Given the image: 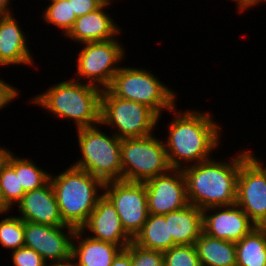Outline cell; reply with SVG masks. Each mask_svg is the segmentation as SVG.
I'll return each mask as SVG.
<instances>
[{"mask_svg": "<svg viewBox=\"0 0 266 266\" xmlns=\"http://www.w3.org/2000/svg\"><path fill=\"white\" fill-rule=\"evenodd\" d=\"M176 113L164 142L171 168L182 169V164L195 165L212 158L209 154L220 144L221 133L211 114L195 110Z\"/></svg>", "mask_w": 266, "mask_h": 266, "instance_id": "6da1fadb", "label": "cell"}, {"mask_svg": "<svg viewBox=\"0 0 266 266\" xmlns=\"http://www.w3.org/2000/svg\"><path fill=\"white\" fill-rule=\"evenodd\" d=\"M251 151H241L229 161L212 158L182 168L186 180L187 198L201 210L236 204L237 178L241 163Z\"/></svg>", "mask_w": 266, "mask_h": 266, "instance_id": "7a4b0ae2", "label": "cell"}, {"mask_svg": "<svg viewBox=\"0 0 266 266\" xmlns=\"http://www.w3.org/2000/svg\"><path fill=\"white\" fill-rule=\"evenodd\" d=\"M74 78L62 81L31 98L60 118L73 120L77 129L100 124L102 89Z\"/></svg>", "mask_w": 266, "mask_h": 266, "instance_id": "3957f363", "label": "cell"}, {"mask_svg": "<svg viewBox=\"0 0 266 266\" xmlns=\"http://www.w3.org/2000/svg\"><path fill=\"white\" fill-rule=\"evenodd\" d=\"M62 221L65 225L81 229L95 209L97 200L103 193L104 183L90 173L73 165L64 172L49 178Z\"/></svg>", "mask_w": 266, "mask_h": 266, "instance_id": "277c9868", "label": "cell"}, {"mask_svg": "<svg viewBox=\"0 0 266 266\" xmlns=\"http://www.w3.org/2000/svg\"><path fill=\"white\" fill-rule=\"evenodd\" d=\"M97 125L77 129L82 157L73 166L87 171L103 183L122 180L121 139L107 135Z\"/></svg>", "mask_w": 266, "mask_h": 266, "instance_id": "5b68a950", "label": "cell"}, {"mask_svg": "<svg viewBox=\"0 0 266 266\" xmlns=\"http://www.w3.org/2000/svg\"><path fill=\"white\" fill-rule=\"evenodd\" d=\"M145 69L120 67L107 88L115 97L141 103L161 118L162 110L176 112V94Z\"/></svg>", "mask_w": 266, "mask_h": 266, "instance_id": "8992f818", "label": "cell"}, {"mask_svg": "<svg viewBox=\"0 0 266 266\" xmlns=\"http://www.w3.org/2000/svg\"><path fill=\"white\" fill-rule=\"evenodd\" d=\"M159 116L148 106L115 97L108 89L101 93L100 124L118 131L120 138H142L153 134Z\"/></svg>", "mask_w": 266, "mask_h": 266, "instance_id": "52a82bcc", "label": "cell"}, {"mask_svg": "<svg viewBox=\"0 0 266 266\" xmlns=\"http://www.w3.org/2000/svg\"><path fill=\"white\" fill-rule=\"evenodd\" d=\"M122 180L146 182L170 171L164 141L153 134L121 139Z\"/></svg>", "mask_w": 266, "mask_h": 266, "instance_id": "ba28073f", "label": "cell"}, {"mask_svg": "<svg viewBox=\"0 0 266 266\" xmlns=\"http://www.w3.org/2000/svg\"><path fill=\"white\" fill-rule=\"evenodd\" d=\"M77 59L76 73L88 84L107 89L120 69L117 63L124 58V47L113 38L108 41L83 43ZM101 86V87H100Z\"/></svg>", "mask_w": 266, "mask_h": 266, "instance_id": "9c48e42d", "label": "cell"}, {"mask_svg": "<svg viewBox=\"0 0 266 266\" xmlns=\"http://www.w3.org/2000/svg\"><path fill=\"white\" fill-rule=\"evenodd\" d=\"M103 191L117 210L125 231L134 239L149 216L145 183L109 181L104 183Z\"/></svg>", "mask_w": 266, "mask_h": 266, "instance_id": "30bf717a", "label": "cell"}, {"mask_svg": "<svg viewBox=\"0 0 266 266\" xmlns=\"http://www.w3.org/2000/svg\"><path fill=\"white\" fill-rule=\"evenodd\" d=\"M236 204L256 226H266V167L252 153L240 165Z\"/></svg>", "mask_w": 266, "mask_h": 266, "instance_id": "8fae6325", "label": "cell"}, {"mask_svg": "<svg viewBox=\"0 0 266 266\" xmlns=\"http://www.w3.org/2000/svg\"><path fill=\"white\" fill-rule=\"evenodd\" d=\"M75 232L76 229L68 225L51 226L24 221V246L36 251L46 262L51 260L49 264L68 261L72 259Z\"/></svg>", "mask_w": 266, "mask_h": 266, "instance_id": "7c38bea8", "label": "cell"}, {"mask_svg": "<svg viewBox=\"0 0 266 266\" xmlns=\"http://www.w3.org/2000/svg\"><path fill=\"white\" fill-rule=\"evenodd\" d=\"M144 183L149 214L165 215L189 205L182 169H171L168 173L158 175Z\"/></svg>", "mask_w": 266, "mask_h": 266, "instance_id": "4fadbf2b", "label": "cell"}, {"mask_svg": "<svg viewBox=\"0 0 266 266\" xmlns=\"http://www.w3.org/2000/svg\"><path fill=\"white\" fill-rule=\"evenodd\" d=\"M215 209L219 211H213ZM211 210L214 214L209 212ZM208 212L209 215L207 214ZM202 216L203 233L212 238L235 243L243 239L256 227L237 204L204 209Z\"/></svg>", "mask_w": 266, "mask_h": 266, "instance_id": "5bb4252c", "label": "cell"}, {"mask_svg": "<svg viewBox=\"0 0 266 266\" xmlns=\"http://www.w3.org/2000/svg\"><path fill=\"white\" fill-rule=\"evenodd\" d=\"M81 229L94 234V239L115 244L122 249H126L133 241L125 231L114 205L104 194L97 200L95 209Z\"/></svg>", "mask_w": 266, "mask_h": 266, "instance_id": "9a60e30c", "label": "cell"}, {"mask_svg": "<svg viewBox=\"0 0 266 266\" xmlns=\"http://www.w3.org/2000/svg\"><path fill=\"white\" fill-rule=\"evenodd\" d=\"M19 217L37 224L64 226L50 180L41 188L26 192L17 203Z\"/></svg>", "mask_w": 266, "mask_h": 266, "instance_id": "2e32d148", "label": "cell"}, {"mask_svg": "<svg viewBox=\"0 0 266 266\" xmlns=\"http://www.w3.org/2000/svg\"><path fill=\"white\" fill-rule=\"evenodd\" d=\"M104 8L106 6H100L95 11L78 17L66 37L80 44L116 38L121 31Z\"/></svg>", "mask_w": 266, "mask_h": 266, "instance_id": "e0dca14e", "label": "cell"}, {"mask_svg": "<svg viewBox=\"0 0 266 266\" xmlns=\"http://www.w3.org/2000/svg\"><path fill=\"white\" fill-rule=\"evenodd\" d=\"M26 39L14 15H4L0 19V65H32Z\"/></svg>", "mask_w": 266, "mask_h": 266, "instance_id": "ac0fdd59", "label": "cell"}, {"mask_svg": "<svg viewBox=\"0 0 266 266\" xmlns=\"http://www.w3.org/2000/svg\"><path fill=\"white\" fill-rule=\"evenodd\" d=\"M85 231L76 229L72 244V260L77 261V266H111L122 248L91 236L82 238Z\"/></svg>", "mask_w": 266, "mask_h": 266, "instance_id": "d6986e66", "label": "cell"}, {"mask_svg": "<svg viewBox=\"0 0 266 266\" xmlns=\"http://www.w3.org/2000/svg\"><path fill=\"white\" fill-rule=\"evenodd\" d=\"M203 210L194 205H187L176 211L165 214L168 224L169 237H172L174 245L195 244L203 233Z\"/></svg>", "mask_w": 266, "mask_h": 266, "instance_id": "ffe728a7", "label": "cell"}, {"mask_svg": "<svg viewBox=\"0 0 266 266\" xmlns=\"http://www.w3.org/2000/svg\"><path fill=\"white\" fill-rule=\"evenodd\" d=\"M201 266H236V243L202 233L195 242Z\"/></svg>", "mask_w": 266, "mask_h": 266, "instance_id": "44dd1931", "label": "cell"}, {"mask_svg": "<svg viewBox=\"0 0 266 266\" xmlns=\"http://www.w3.org/2000/svg\"><path fill=\"white\" fill-rule=\"evenodd\" d=\"M236 266H266V226H256L236 242Z\"/></svg>", "mask_w": 266, "mask_h": 266, "instance_id": "7402d4cb", "label": "cell"}, {"mask_svg": "<svg viewBox=\"0 0 266 266\" xmlns=\"http://www.w3.org/2000/svg\"><path fill=\"white\" fill-rule=\"evenodd\" d=\"M133 242L141 248L160 252H165L173 247L165 215L149 214L142 230L136 235Z\"/></svg>", "mask_w": 266, "mask_h": 266, "instance_id": "603a6c76", "label": "cell"}, {"mask_svg": "<svg viewBox=\"0 0 266 266\" xmlns=\"http://www.w3.org/2000/svg\"><path fill=\"white\" fill-rule=\"evenodd\" d=\"M4 159L15 172H19L20 187H23L25 192L41 188L49 181L50 173L36 166L30 159L16 157L9 150L6 151Z\"/></svg>", "mask_w": 266, "mask_h": 266, "instance_id": "cb8c5ba5", "label": "cell"}, {"mask_svg": "<svg viewBox=\"0 0 266 266\" xmlns=\"http://www.w3.org/2000/svg\"><path fill=\"white\" fill-rule=\"evenodd\" d=\"M25 193L23 187H20L19 172H15L14 168L3 159L0 162V194L3 202L10 209Z\"/></svg>", "mask_w": 266, "mask_h": 266, "instance_id": "d4e9b609", "label": "cell"}, {"mask_svg": "<svg viewBox=\"0 0 266 266\" xmlns=\"http://www.w3.org/2000/svg\"><path fill=\"white\" fill-rule=\"evenodd\" d=\"M43 12V19L46 23H50L62 29V33L65 36L72 29L77 19L69 0L51 1Z\"/></svg>", "mask_w": 266, "mask_h": 266, "instance_id": "484cf974", "label": "cell"}, {"mask_svg": "<svg viewBox=\"0 0 266 266\" xmlns=\"http://www.w3.org/2000/svg\"><path fill=\"white\" fill-rule=\"evenodd\" d=\"M24 221L20 217L9 216L0 220V244L4 248L17 250L24 246Z\"/></svg>", "mask_w": 266, "mask_h": 266, "instance_id": "4316f807", "label": "cell"}, {"mask_svg": "<svg viewBox=\"0 0 266 266\" xmlns=\"http://www.w3.org/2000/svg\"><path fill=\"white\" fill-rule=\"evenodd\" d=\"M163 256L164 266H201L195 244L174 245Z\"/></svg>", "mask_w": 266, "mask_h": 266, "instance_id": "83f0119b", "label": "cell"}, {"mask_svg": "<svg viewBox=\"0 0 266 266\" xmlns=\"http://www.w3.org/2000/svg\"><path fill=\"white\" fill-rule=\"evenodd\" d=\"M125 250L131 255L132 266H164L163 252L141 248L133 241Z\"/></svg>", "mask_w": 266, "mask_h": 266, "instance_id": "f1b7e54d", "label": "cell"}, {"mask_svg": "<svg viewBox=\"0 0 266 266\" xmlns=\"http://www.w3.org/2000/svg\"><path fill=\"white\" fill-rule=\"evenodd\" d=\"M11 258L14 266H48L43 257L31 248L26 246L13 250Z\"/></svg>", "mask_w": 266, "mask_h": 266, "instance_id": "f546056e", "label": "cell"}, {"mask_svg": "<svg viewBox=\"0 0 266 266\" xmlns=\"http://www.w3.org/2000/svg\"><path fill=\"white\" fill-rule=\"evenodd\" d=\"M69 2L77 18L89 14L101 6L95 0H69Z\"/></svg>", "mask_w": 266, "mask_h": 266, "instance_id": "4dcf8cb0", "label": "cell"}, {"mask_svg": "<svg viewBox=\"0 0 266 266\" xmlns=\"http://www.w3.org/2000/svg\"><path fill=\"white\" fill-rule=\"evenodd\" d=\"M18 93L19 91L17 88L11 86L0 78V109L4 108L7 104L17 98L16 96L19 95Z\"/></svg>", "mask_w": 266, "mask_h": 266, "instance_id": "1f68e13d", "label": "cell"}, {"mask_svg": "<svg viewBox=\"0 0 266 266\" xmlns=\"http://www.w3.org/2000/svg\"><path fill=\"white\" fill-rule=\"evenodd\" d=\"M111 266H132L131 255L122 249L113 259Z\"/></svg>", "mask_w": 266, "mask_h": 266, "instance_id": "d6a6232c", "label": "cell"}, {"mask_svg": "<svg viewBox=\"0 0 266 266\" xmlns=\"http://www.w3.org/2000/svg\"><path fill=\"white\" fill-rule=\"evenodd\" d=\"M235 2H237V8L238 11L242 12L246 9L251 8L253 6H256V4L258 5V3L260 4V2H265L266 0H233Z\"/></svg>", "mask_w": 266, "mask_h": 266, "instance_id": "836d02e7", "label": "cell"}, {"mask_svg": "<svg viewBox=\"0 0 266 266\" xmlns=\"http://www.w3.org/2000/svg\"><path fill=\"white\" fill-rule=\"evenodd\" d=\"M10 0H0V14L8 15L12 14L9 10Z\"/></svg>", "mask_w": 266, "mask_h": 266, "instance_id": "e575fe53", "label": "cell"}, {"mask_svg": "<svg viewBox=\"0 0 266 266\" xmlns=\"http://www.w3.org/2000/svg\"><path fill=\"white\" fill-rule=\"evenodd\" d=\"M48 266H77V265H76L75 261L70 259V260L64 261V262L52 263V264H49Z\"/></svg>", "mask_w": 266, "mask_h": 266, "instance_id": "d590c367", "label": "cell"}, {"mask_svg": "<svg viewBox=\"0 0 266 266\" xmlns=\"http://www.w3.org/2000/svg\"><path fill=\"white\" fill-rule=\"evenodd\" d=\"M9 208L6 206V204L3 202L1 194H0V214L2 215L3 213L7 214V211L9 212Z\"/></svg>", "mask_w": 266, "mask_h": 266, "instance_id": "8d00e7d4", "label": "cell"}, {"mask_svg": "<svg viewBox=\"0 0 266 266\" xmlns=\"http://www.w3.org/2000/svg\"><path fill=\"white\" fill-rule=\"evenodd\" d=\"M96 2H98L101 6H106L108 7L111 3V0H95Z\"/></svg>", "mask_w": 266, "mask_h": 266, "instance_id": "74e56055", "label": "cell"}, {"mask_svg": "<svg viewBox=\"0 0 266 266\" xmlns=\"http://www.w3.org/2000/svg\"><path fill=\"white\" fill-rule=\"evenodd\" d=\"M8 149H4L0 147V162L4 159V155Z\"/></svg>", "mask_w": 266, "mask_h": 266, "instance_id": "f35d334b", "label": "cell"}]
</instances>
